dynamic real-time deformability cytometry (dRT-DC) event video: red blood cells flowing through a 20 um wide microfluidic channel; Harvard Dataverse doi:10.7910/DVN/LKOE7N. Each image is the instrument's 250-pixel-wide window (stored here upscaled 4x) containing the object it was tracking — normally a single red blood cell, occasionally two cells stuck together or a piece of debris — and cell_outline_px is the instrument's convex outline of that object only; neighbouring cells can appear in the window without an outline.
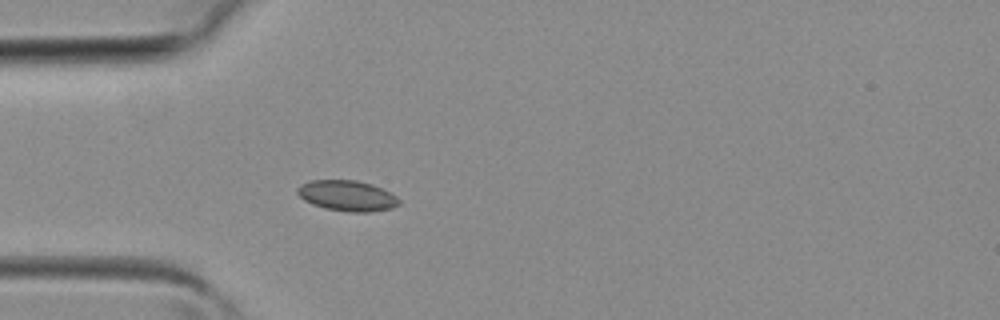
{"species": "common noctule bat (a hibernating species)", "species_latin": "Nyctalus noctula", "temperature_condition": "room temperature", "stored_images_in_passage": 39, "camera_frame_rate_fps": 3000, "um_per_image_px": 0.085, "animal": {"sex": "female", "body_mass_g": 19.3, "forearm_length_mm": 54.1}, "frame": {"image": 1, "passage_image": 11, "time_ms": 3.333, "image_size_px": [1000, 320], "cell_outline_px": [[400, 204], [392, 208], [368, 212], [348, 212], [324, 208], [312, 204], [304, 200], [296, 192], [296, 188], [300, 184], [312, 180], [356, 180], [372, 184], [396, 196], [400, 200]], "centroid_in_image_um": [29.48, 16.64], "position_along_channel_um": 55.5, "area_um2": 18.15}}
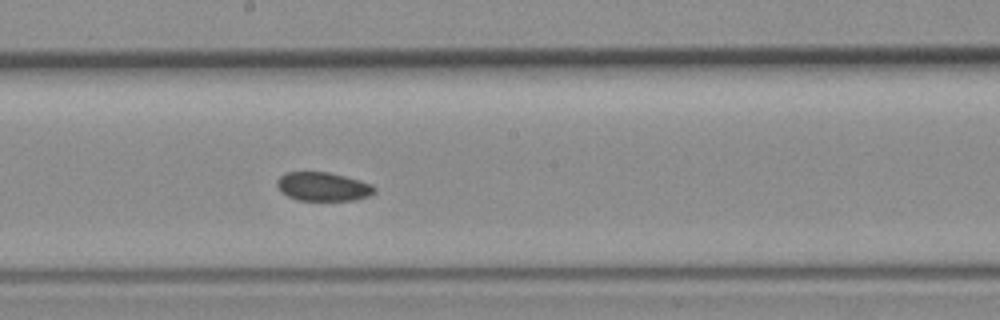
{"frame": {"image": 2, "passage_image": 21, "time_ms": 6.667, "image_size_px": [1000, 320], "cell_outline_px": [[376, 192], [368, 196], [356, 200], [296, 200], [280, 192], [276, 184], [276, 180], [280, 176], [288, 172], [328, 172], [360, 180], [372, 184], [376, 188]], "centroid_in_image_um": [27.45, 15.86], "position_along_channel_um": 220.7, "area_um2": 16.42}}
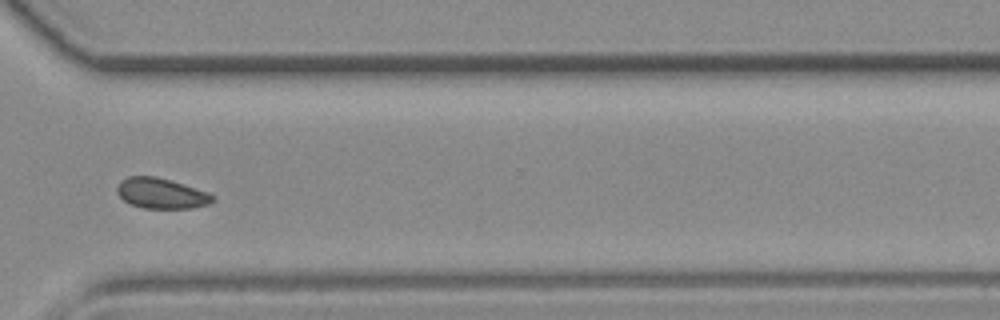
{"frame": {"image": 3, "passage_image": 29, "time_ms": 9.333, "image_size_px": [1000, 320], "cell_outline_px": [[216, 200], [208, 204], [192, 208], [144, 208], [132, 204], [124, 200], [116, 192], [116, 188], [120, 180], [128, 176], [156, 176], [208, 192], [216, 196]], "centroid_in_image_um": [13.71, 16.43], "position_along_channel_um": 356.9, "area_um2": 16.94}}